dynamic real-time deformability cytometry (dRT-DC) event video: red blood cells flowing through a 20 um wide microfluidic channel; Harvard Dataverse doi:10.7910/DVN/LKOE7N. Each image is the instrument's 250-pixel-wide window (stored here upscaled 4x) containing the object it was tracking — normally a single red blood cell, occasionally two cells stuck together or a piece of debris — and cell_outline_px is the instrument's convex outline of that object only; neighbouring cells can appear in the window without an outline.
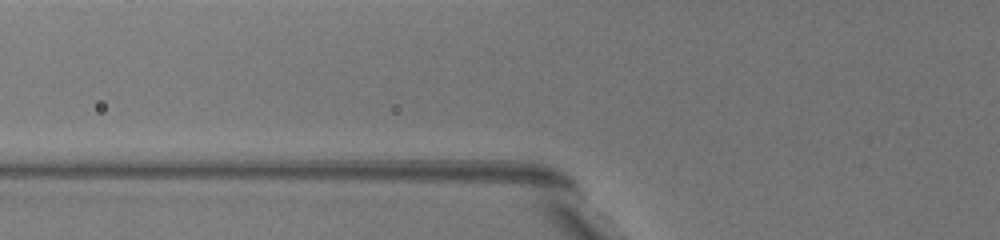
{"species": "common noctule bat (a hibernating species)", "species_latin": "Nyctalus noctula", "temperature_condition": "warm", "stored_images_in_passage": 4, "camera_frame_rate_fps": 3000, "um_per_image_px": 0.085, "animal": {"sex": "female", "body_mass_g": 19.5, "forearm_length_mm": 54.1}, "frame": {"image": 1, "passage_image": 2, "time_ms": 0.333, "image_size_px": [1000, 240], "cell_outline_px": [[656, 208], [648, 212], [600, 168], [588, 148], [588, 144], [596, 136], [620, 152], [624, 156], [652, 196], [656, 204]], "centroid_in_image_um": [52.79, 14.65], "position_along_channel_um": 73.0, "area_um2": 12.83}}